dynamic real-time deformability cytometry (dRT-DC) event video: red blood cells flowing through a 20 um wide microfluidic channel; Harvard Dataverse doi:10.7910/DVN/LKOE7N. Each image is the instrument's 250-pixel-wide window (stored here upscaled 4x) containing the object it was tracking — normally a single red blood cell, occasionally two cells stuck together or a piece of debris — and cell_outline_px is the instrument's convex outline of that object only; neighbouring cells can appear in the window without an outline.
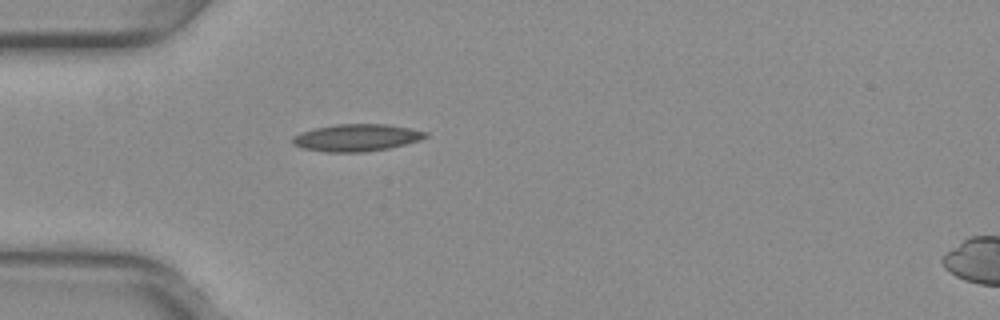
{"species": "common noctule bat (a hibernating species)", "species_latin": "Nyctalus noctula", "temperature_condition": "warm", "stored_images_in_passage": 37, "camera_frame_rate_fps": 3000, "um_per_image_px": 0.085, "animal": {"sex": "female", "body_mass_g": 29.2, "forearm_length_mm": 56.3}, "frame": {"image": 1, "passage_image": 1, "time_ms": 0.0, "image_size_px": [1000, 320], "cell_outline_px": [[428, 136], [420, 140], [388, 148], [364, 152], [328, 152], [304, 148], [292, 144], [292, 136], [300, 132], [312, 128], [332, 124], [388, 124], [428, 132]], "centroid_in_image_um": [30.27, 11.69], "position_along_channel_um": 54.7, "area_um2": 21.1}}
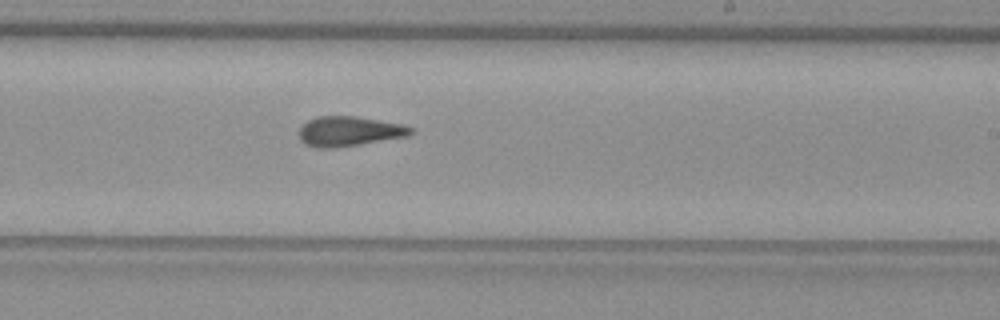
{"frame": {"image": 2, "passage_image": 17, "time_ms": 5.333, "image_size_px": [1000, 320], "cell_outline_px": [[412, 132], [408, 136], [336, 148], [316, 148], [304, 144], [300, 140], [300, 128], [308, 120], [316, 116], [356, 116], [404, 124], [412, 128]], "centroid_in_image_um": [29.66, 11.16], "position_along_channel_um": 259.3, "area_um2": 19.48}}
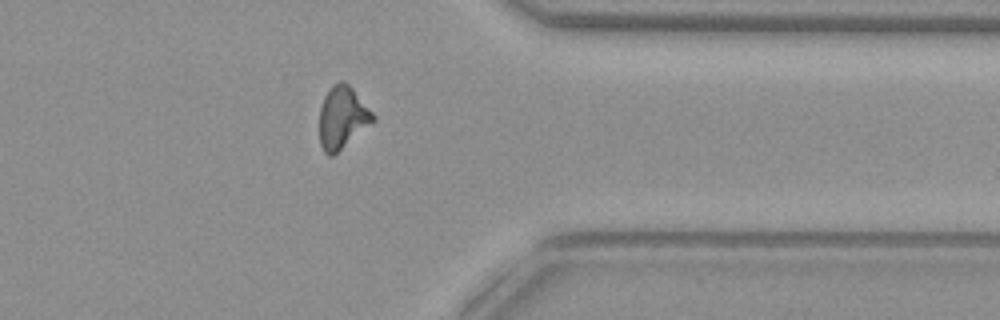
{"frame": {"image": 3, "passage_image": 27, "time_ms": 8.667, "image_size_px": [1000, 320], "cell_outline_px": [[376, 120], [332, 156], [328, 156], [324, 152], [320, 144], [320, 108], [324, 96], [332, 84], [340, 80], [344, 80], [352, 88], [376, 116]], "centroid_in_image_um": [29.1, 9.97], "position_along_channel_um": 382.3, "area_um2": 19.36}, "authors_computed_cell_mechanics": {"area_um2": 19.074, "velocity_mm_per_s": 3.9796, "shape_relaxation_time_tau1_ms": null, "shape_relaxation_time_tau2_ms": 2.4163, "deformation_change_tau1": null, "deformation_change_tau2": 0.0981}}